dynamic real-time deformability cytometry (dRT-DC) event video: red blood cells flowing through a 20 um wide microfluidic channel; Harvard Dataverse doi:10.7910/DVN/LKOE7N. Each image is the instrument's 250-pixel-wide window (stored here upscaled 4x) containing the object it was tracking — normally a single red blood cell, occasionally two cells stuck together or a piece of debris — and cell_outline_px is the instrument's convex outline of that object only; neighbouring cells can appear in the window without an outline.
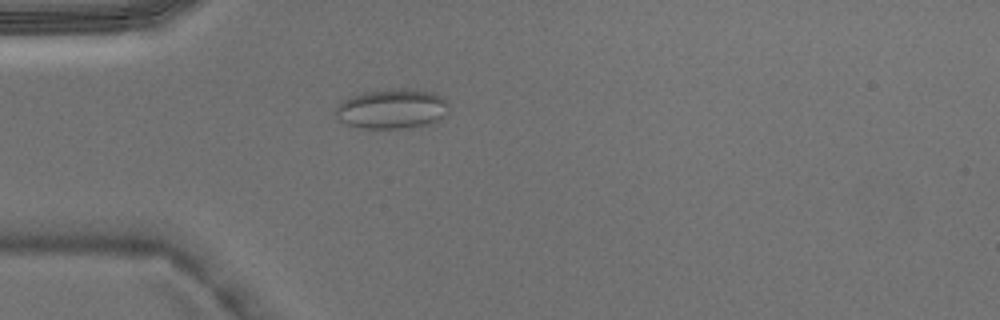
{"species": "Egyptian fruit bat (a non-hibernating species)", "species_latin": "Rousettus aegyptiacus", "temperature_condition": "warm", "stored_images_in_passage": 3, "camera_frame_rate_fps": 3000, "um_per_image_px": 0.085, "animal": {"sex": "male"}, "frame": {"image": 1, "passage_image": 3, "time_ms": 0.667, "image_size_px": [1000, 320], "cell_outline_px": [[448, 112], [436, 120], [428, 124], [400, 128], [364, 128], [348, 124], [336, 120], [336, 108], [348, 96], [364, 92], [392, 88], [416, 88], [432, 92], [448, 100]], "centroid_in_image_um": [33.32, 9.22], "position_along_channel_um": 51.7, "area_um2": 26.36}}